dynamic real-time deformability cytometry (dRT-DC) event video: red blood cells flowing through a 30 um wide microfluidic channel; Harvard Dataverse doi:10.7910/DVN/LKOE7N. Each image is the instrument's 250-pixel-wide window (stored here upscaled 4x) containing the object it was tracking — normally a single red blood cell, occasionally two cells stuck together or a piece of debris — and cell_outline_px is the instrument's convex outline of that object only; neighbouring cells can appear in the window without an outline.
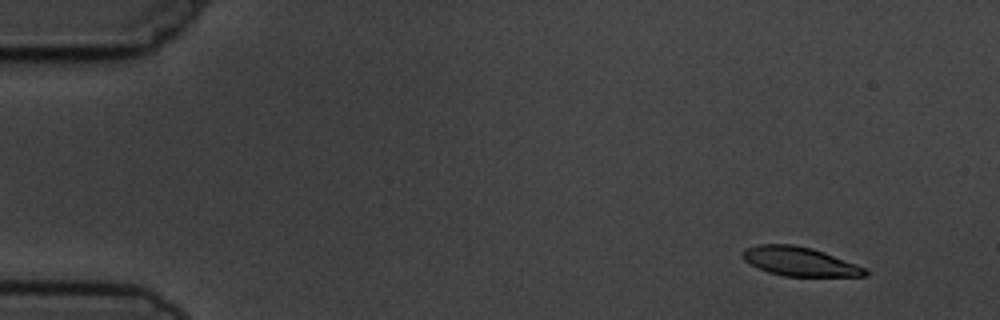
{"species": "common noctule bat (a hibernating species)", "species_latin": "Nyctalus noctula", "temperature_condition": "cold", "stored_images_in_passage": 6, "camera_frame_rate_fps": 3000, "um_per_image_px": 0.085, "animal": {"sex": "male", "body_mass_g": 19.5, "forearm_length_mm": 54.6}, "frame": {"image": 1, "passage_image": 2, "time_ms": 1.333, "image_size_px": [1000, 320], "cell_outline_px": [[868, 276], [784, 276], [768, 272], [756, 268], [744, 260], [740, 256], [740, 252], [744, 248], [760, 244], [792, 244], [812, 248], [824, 252], [856, 264], [864, 268], [868, 272]], "centroid_in_image_um": [67.9, 22.22], "position_along_channel_um": 17.1, "area_um2": 20.81}}